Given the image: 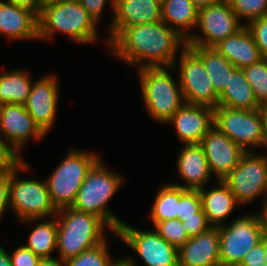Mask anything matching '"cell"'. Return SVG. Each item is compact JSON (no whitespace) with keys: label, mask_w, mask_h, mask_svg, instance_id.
<instances>
[{"label":"cell","mask_w":267,"mask_h":266,"mask_svg":"<svg viewBox=\"0 0 267 266\" xmlns=\"http://www.w3.org/2000/svg\"><path fill=\"white\" fill-rule=\"evenodd\" d=\"M200 145L208 161L212 176L223 180L238 164L245 151L227 135L213 126ZM215 174V175H214Z\"/></svg>","instance_id":"cell-16"},{"label":"cell","mask_w":267,"mask_h":266,"mask_svg":"<svg viewBox=\"0 0 267 266\" xmlns=\"http://www.w3.org/2000/svg\"><path fill=\"white\" fill-rule=\"evenodd\" d=\"M0 34L10 40H37L38 16L27 8L0 0Z\"/></svg>","instance_id":"cell-21"},{"label":"cell","mask_w":267,"mask_h":266,"mask_svg":"<svg viewBox=\"0 0 267 266\" xmlns=\"http://www.w3.org/2000/svg\"><path fill=\"white\" fill-rule=\"evenodd\" d=\"M58 225V258L64 261L106 241L105 226L114 231L100 217L73 207L59 209L55 215Z\"/></svg>","instance_id":"cell-3"},{"label":"cell","mask_w":267,"mask_h":266,"mask_svg":"<svg viewBox=\"0 0 267 266\" xmlns=\"http://www.w3.org/2000/svg\"><path fill=\"white\" fill-rule=\"evenodd\" d=\"M172 69L173 67L138 69L146 113L152 120L162 124H166L185 103L179 81L174 82L170 74Z\"/></svg>","instance_id":"cell-5"},{"label":"cell","mask_w":267,"mask_h":266,"mask_svg":"<svg viewBox=\"0 0 267 266\" xmlns=\"http://www.w3.org/2000/svg\"><path fill=\"white\" fill-rule=\"evenodd\" d=\"M152 223L154 230L177 249L181 248L190 239L181 220L177 218Z\"/></svg>","instance_id":"cell-32"},{"label":"cell","mask_w":267,"mask_h":266,"mask_svg":"<svg viewBox=\"0 0 267 266\" xmlns=\"http://www.w3.org/2000/svg\"><path fill=\"white\" fill-rule=\"evenodd\" d=\"M107 240L65 261V266H113L118 259L111 258Z\"/></svg>","instance_id":"cell-30"},{"label":"cell","mask_w":267,"mask_h":266,"mask_svg":"<svg viewBox=\"0 0 267 266\" xmlns=\"http://www.w3.org/2000/svg\"><path fill=\"white\" fill-rule=\"evenodd\" d=\"M57 77L53 74L33 81L30 95L24 106L34 122L47 135L54 126L57 104L59 99V86Z\"/></svg>","instance_id":"cell-15"},{"label":"cell","mask_w":267,"mask_h":266,"mask_svg":"<svg viewBox=\"0 0 267 266\" xmlns=\"http://www.w3.org/2000/svg\"><path fill=\"white\" fill-rule=\"evenodd\" d=\"M41 221V218L20 221L24 224L28 223L29 225H34L36 223V226L29 234L28 241L24 246L31 249L41 259L55 258L52 257L51 254L55 252L54 250H56L57 246V221L55 216L50 220Z\"/></svg>","instance_id":"cell-26"},{"label":"cell","mask_w":267,"mask_h":266,"mask_svg":"<svg viewBox=\"0 0 267 266\" xmlns=\"http://www.w3.org/2000/svg\"><path fill=\"white\" fill-rule=\"evenodd\" d=\"M217 187L199 190L202 209L212 227L225 225V221L232 215L233 210L239 204L232 194L230 187L223 181L218 180Z\"/></svg>","instance_id":"cell-23"},{"label":"cell","mask_w":267,"mask_h":266,"mask_svg":"<svg viewBox=\"0 0 267 266\" xmlns=\"http://www.w3.org/2000/svg\"><path fill=\"white\" fill-rule=\"evenodd\" d=\"M259 111L261 113L262 122H263V132H264L266 143H267V102L260 104Z\"/></svg>","instance_id":"cell-42"},{"label":"cell","mask_w":267,"mask_h":266,"mask_svg":"<svg viewBox=\"0 0 267 266\" xmlns=\"http://www.w3.org/2000/svg\"><path fill=\"white\" fill-rule=\"evenodd\" d=\"M238 19L249 22L267 16V0H228Z\"/></svg>","instance_id":"cell-33"},{"label":"cell","mask_w":267,"mask_h":266,"mask_svg":"<svg viewBox=\"0 0 267 266\" xmlns=\"http://www.w3.org/2000/svg\"><path fill=\"white\" fill-rule=\"evenodd\" d=\"M177 157V172L184 182L171 183L186 190H200L209 182L210 172L207 158L200 144L184 145Z\"/></svg>","instance_id":"cell-20"},{"label":"cell","mask_w":267,"mask_h":266,"mask_svg":"<svg viewBox=\"0 0 267 266\" xmlns=\"http://www.w3.org/2000/svg\"><path fill=\"white\" fill-rule=\"evenodd\" d=\"M30 168L24 159L11 162L10 208L20 221L51 218L58 210L51 202L46 180L17 177L19 171L28 172Z\"/></svg>","instance_id":"cell-6"},{"label":"cell","mask_w":267,"mask_h":266,"mask_svg":"<svg viewBox=\"0 0 267 266\" xmlns=\"http://www.w3.org/2000/svg\"><path fill=\"white\" fill-rule=\"evenodd\" d=\"M218 106L242 110L259 109L260 104L246 79L243 69L236 68L229 76L227 87L218 97Z\"/></svg>","instance_id":"cell-24"},{"label":"cell","mask_w":267,"mask_h":266,"mask_svg":"<svg viewBox=\"0 0 267 266\" xmlns=\"http://www.w3.org/2000/svg\"><path fill=\"white\" fill-rule=\"evenodd\" d=\"M178 266H221L219 227L190 238L179 248Z\"/></svg>","instance_id":"cell-19"},{"label":"cell","mask_w":267,"mask_h":266,"mask_svg":"<svg viewBox=\"0 0 267 266\" xmlns=\"http://www.w3.org/2000/svg\"><path fill=\"white\" fill-rule=\"evenodd\" d=\"M267 154L245 152L239 164L223 179L238 204L246 205L261 196L267 198Z\"/></svg>","instance_id":"cell-11"},{"label":"cell","mask_w":267,"mask_h":266,"mask_svg":"<svg viewBox=\"0 0 267 266\" xmlns=\"http://www.w3.org/2000/svg\"><path fill=\"white\" fill-rule=\"evenodd\" d=\"M259 104L267 102V58L243 68Z\"/></svg>","instance_id":"cell-31"},{"label":"cell","mask_w":267,"mask_h":266,"mask_svg":"<svg viewBox=\"0 0 267 266\" xmlns=\"http://www.w3.org/2000/svg\"><path fill=\"white\" fill-rule=\"evenodd\" d=\"M186 189L171 183L163 184L158 189L149 217L152 222H160L177 218L179 199L186 192Z\"/></svg>","instance_id":"cell-29"},{"label":"cell","mask_w":267,"mask_h":266,"mask_svg":"<svg viewBox=\"0 0 267 266\" xmlns=\"http://www.w3.org/2000/svg\"><path fill=\"white\" fill-rule=\"evenodd\" d=\"M113 235L135 251L146 266H178V249L155 230L136 229L123 221Z\"/></svg>","instance_id":"cell-14"},{"label":"cell","mask_w":267,"mask_h":266,"mask_svg":"<svg viewBox=\"0 0 267 266\" xmlns=\"http://www.w3.org/2000/svg\"><path fill=\"white\" fill-rule=\"evenodd\" d=\"M113 18L110 22L109 42L125 27L141 26L162 20V4L156 0H114Z\"/></svg>","instance_id":"cell-18"},{"label":"cell","mask_w":267,"mask_h":266,"mask_svg":"<svg viewBox=\"0 0 267 266\" xmlns=\"http://www.w3.org/2000/svg\"><path fill=\"white\" fill-rule=\"evenodd\" d=\"M12 266H39L41 258L23 245L9 253Z\"/></svg>","instance_id":"cell-37"},{"label":"cell","mask_w":267,"mask_h":266,"mask_svg":"<svg viewBox=\"0 0 267 266\" xmlns=\"http://www.w3.org/2000/svg\"><path fill=\"white\" fill-rule=\"evenodd\" d=\"M264 258L265 250L263 244L260 242L244 255L239 266H267Z\"/></svg>","instance_id":"cell-40"},{"label":"cell","mask_w":267,"mask_h":266,"mask_svg":"<svg viewBox=\"0 0 267 266\" xmlns=\"http://www.w3.org/2000/svg\"><path fill=\"white\" fill-rule=\"evenodd\" d=\"M194 5L199 9L204 6H209L218 3L220 0H191Z\"/></svg>","instance_id":"cell-48"},{"label":"cell","mask_w":267,"mask_h":266,"mask_svg":"<svg viewBox=\"0 0 267 266\" xmlns=\"http://www.w3.org/2000/svg\"><path fill=\"white\" fill-rule=\"evenodd\" d=\"M59 32L81 44H92L98 39L97 24L78 0L44 4L38 16V40H49Z\"/></svg>","instance_id":"cell-2"},{"label":"cell","mask_w":267,"mask_h":266,"mask_svg":"<svg viewBox=\"0 0 267 266\" xmlns=\"http://www.w3.org/2000/svg\"><path fill=\"white\" fill-rule=\"evenodd\" d=\"M56 1H63V0H44L45 3L56 2Z\"/></svg>","instance_id":"cell-50"},{"label":"cell","mask_w":267,"mask_h":266,"mask_svg":"<svg viewBox=\"0 0 267 266\" xmlns=\"http://www.w3.org/2000/svg\"><path fill=\"white\" fill-rule=\"evenodd\" d=\"M28 73L20 68L0 73V105L25 104L33 83Z\"/></svg>","instance_id":"cell-28"},{"label":"cell","mask_w":267,"mask_h":266,"mask_svg":"<svg viewBox=\"0 0 267 266\" xmlns=\"http://www.w3.org/2000/svg\"><path fill=\"white\" fill-rule=\"evenodd\" d=\"M156 1H158L161 4H163L166 0H156Z\"/></svg>","instance_id":"cell-51"},{"label":"cell","mask_w":267,"mask_h":266,"mask_svg":"<svg viewBox=\"0 0 267 266\" xmlns=\"http://www.w3.org/2000/svg\"><path fill=\"white\" fill-rule=\"evenodd\" d=\"M39 266H65V261L59 258L42 259Z\"/></svg>","instance_id":"cell-43"},{"label":"cell","mask_w":267,"mask_h":266,"mask_svg":"<svg viewBox=\"0 0 267 266\" xmlns=\"http://www.w3.org/2000/svg\"><path fill=\"white\" fill-rule=\"evenodd\" d=\"M79 3L86 9L89 13L90 17L95 21L98 25L100 21L101 15H103V9L105 7V3L108 0H78ZM109 4L111 5V10L114 11V0H109Z\"/></svg>","instance_id":"cell-39"},{"label":"cell","mask_w":267,"mask_h":266,"mask_svg":"<svg viewBox=\"0 0 267 266\" xmlns=\"http://www.w3.org/2000/svg\"><path fill=\"white\" fill-rule=\"evenodd\" d=\"M201 59L210 75L214 91L220 95L227 87L229 76L236 67L214 47L189 46Z\"/></svg>","instance_id":"cell-27"},{"label":"cell","mask_w":267,"mask_h":266,"mask_svg":"<svg viewBox=\"0 0 267 266\" xmlns=\"http://www.w3.org/2000/svg\"><path fill=\"white\" fill-rule=\"evenodd\" d=\"M198 10L191 0H166L162 4V21L188 41L190 30L197 27Z\"/></svg>","instance_id":"cell-25"},{"label":"cell","mask_w":267,"mask_h":266,"mask_svg":"<svg viewBox=\"0 0 267 266\" xmlns=\"http://www.w3.org/2000/svg\"><path fill=\"white\" fill-rule=\"evenodd\" d=\"M13 161L6 153L0 151V173Z\"/></svg>","instance_id":"cell-46"},{"label":"cell","mask_w":267,"mask_h":266,"mask_svg":"<svg viewBox=\"0 0 267 266\" xmlns=\"http://www.w3.org/2000/svg\"><path fill=\"white\" fill-rule=\"evenodd\" d=\"M214 126L227 135L245 152L250 148L266 147L263 122L259 109L242 110L217 106L214 108Z\"/></svg>","instance_id":"cell-9"},{"label":"cell","mask_w":267,"mask_h":266,"mask_svg":"<svg viewBox=\"0 0 267 266\" xmlns=\"http://www.w3.org/2000/svg\"><path fill=\"white\" fill-rule=\"evenodd\" d=\"M214 48L240 69L257 63L263 58L246 25L225 40L220 41Z\"/></svg>","instance_id":"cell-22"},{"label":"cell","mask_w":267,"mask_h":266,"mask_svg":"<svg viewBox=\"0 0 267 266\" xmlns=\"http://www.w3.org/2000/svg\"><path fill=\"white\" fill-rule=\"evenodd\" d=\"M113 266H138L136 265V262L133 260L131 257H126V258H119Z\"/></svg>","instance_id":"cell-47"},{"label":"cell","mask_w":267,"mask_h":266,"mask_svg":"<svg viewBox=\"0 0 267 266\" xmlns=\"http://www.w3.org/2000/svg\"><path fill=\"white\" fill-rule=\"evenodd\" d=\"M263 205L261 206V210L259 209V214L262 220L263 228L264 231L267 232V198L265 201L262 203Z\"/></svg>","instance_id":"cell-45"},{"label":"cell","mask_w":267,"mask_h":266,"mask_svg":"<svg viewBox=\"0 0 267 266\" xmlns=\"http://www.w3.org/2000/svg\"><path fill=\"white\" fill-rule=\"evenodd\" d=\"M261 243L263 244L264 250H265V258H264V261L267 264V232L266 231H264V233L262 235Z\"/></svg>","instance_id":"cell-49"},{"label":"cell","mask_w":267,"mask_h":266,"mask_svg":"<svg viewBox=\"0 0 267 266\" xmlns=\"http://www.w3.org/2000/svg\"><path fill=\"white\" fill-rule=\"evenodd\" d=\"M185 46L187 41L161 20L123 28L109 42L108 53L138 69L173 67Z\"/></svg>","instance_id":"cell-1"},{"label":"cell","mask_w":267,"mask_h":266,"mask_svg":"<svg viewBox=\"0 0 267 266\" xmlns=\"http://www.w3.org/2000/svg\"><path fill=\"white\" fill-rule=\"evenodd\" d=\"M0 266H12L9 253L0 245Z\"/></svg>","instance_id":"cell-44"},{"label":"cell","mask_w":267,"mask_h":266,"mask_svg":"<svg viewBox=\"0 0 267 266\" xmlns=\"http://www.w3.org/2000/svg\"><path fill=\"white\" fill-rule=\"evenodd\" d=\"M69 151L46 179L51 202L57 210L74 204L88 172L101 159L91 151Z\"/></svg>","instance_id":"cell-7"},{"label":"cell","mask_w":267,"mask_h":266,"mask_svg":"<svg viewBox=\"0 0 267 266\" xmlns=\"http://www.w3.org/2000/svg\"><path fill=\"white\" fill-rule=\"evenodd\" d=\"M180 53L173 70L179 67L178 80L185 103L216 108L219 95L214 91L210 75L200 57L189 46H185Z\"/></svg>","instance_id":"cell-12"},{"label":"cell","mask_w":267,"mask_h":266,"mask_svg":"<svg viewBox=\"0 0 267 266\" xmlns=\"http://www.w3.org/2000/svg\"><path fill=\"white\" fill-rule=\"evenodd\" d=\"M263 58H267V16L255 19L247 25Z\"/></svg>","instance_id":"cell-35"},{"label":"cell","mask_w":267,"mask_h":266,"mask_svg":"<svg viewBox=\"0 0 267 266\" xmlns=\"http://www.w3.org/2000/svg\"><path fill=\"white\" fill-rule=\"evenodd\" d=\"M214 109L205 105L184 103L166 122L173 124L177 138L184 145L200 144L214 126Z\"/></svg>","instance_id":"cell-17"},{"label":"cell","mask_w":267,"mask_h":266,"mask_svg":"<svg viewBox=\"0 0 267 266\" xmlns=\"http://www.w3.org/2000/svg\"><path fill=\"white\" fill-rule=\"evenodd\" d=\"M242 23L228 0L199 8L196 26H199L202 35L192 33L187 46L214 47L239 31L244 26Z\"/></svg>","instance_id":"cell-13"},{"label":"cell","mask_w":267,"mask_h":266,"mask_svg":"<svg viewBox=\"0 0 267 266\" xmlns=\"http://www.w3.org/2000/svg\"><path fill=\"white\" fill-rule=\"evenodd\" d=\"M264 228L259 212L235 218L219 227L221 266H239L254 246L261 242Z\"/></svg>","instance_id":"cell-8"},{"label":"cell","mask_w":267,"mask_h":266,"mask_svg":"<svg viewBox=\"0 0 267 266\" xmlns=\"http://www.w3.org/2000/svg\"><path fill=\"white\" fill-rule=\"evenodd\" d=\"M11 163L0 173V220L10 207ZM3 214V215H2Z\"/></svg>","instance_id":"cell-38"},{"label":"cell","mask_w":267,"mask_h":266,"mask_svg":"<svg viewBox=\"0 0 267 266\" xmlns=\"http://www.w3.org/2000/svg\"><path fill=\"white\" fill-rule=\"evenodd\" d=\"M46 134L34 122L22 104L0 105V151L13 160H23L21 151L29 140L43 139ZM32 138V139H31Z\"/></svg>","instance_id":"cell-10"},{"label":"cell","mask_w":267,"mask_h":266,"mask_svg":"<svg viewBox=\"0 0 267 266\" xmlns=\"http://www.w3.org/2000/svg\"><path fill=\"white\" fill-rule=\"evenodd\" d=\"M16 6L27 8L34 12L37 16L40 15L41 10L45 4L44 0H6Z\"/></svg>","instance_id":"cell-41"},{"label":"cell","mask_w":267,"mask_h":266,"mask_svg":"<svg viewBox=\"0 0 267 266\" xmlns=\"http://www.w3.org/2000/svg\"><path fill=\"white\" fill-rule=\"evenodd\" d=\"M181 222L189 238L196 237L212 228L203 209L195 213V216L183 218Z\"/></svg>","instance_id":"cell-36"},{"label":"cell","mask_w":267,"mask_h":266,"mask_svg":"<svg viewBox=\"0 0 267 266\" xmlns=\"http://www.w3.org/2000/svg\"><path fill=\"white\" fill-rule=\"evenodd\" d=\"M123 179L122 175L108 170L100 159L88 172L71 207L100 217L117 232L123 221L110 212L108 202L121 188Z\"/></svg>","instance_id":"cell-4"},{"label":"cell","mask_w":267,"mask_h":266,"mask_svg":"<svg viewBox=\"0 0 267 266\" xmlns=\"http://www.w3.org/2000/svg\"><path fill=\"white\" fill-rule=\"evenodd\" d=\"M202 209V200L199 190H187L179 199L177 219L195 216Z\"/></svg>","instance_id":"cell-34"}]
</instances>
